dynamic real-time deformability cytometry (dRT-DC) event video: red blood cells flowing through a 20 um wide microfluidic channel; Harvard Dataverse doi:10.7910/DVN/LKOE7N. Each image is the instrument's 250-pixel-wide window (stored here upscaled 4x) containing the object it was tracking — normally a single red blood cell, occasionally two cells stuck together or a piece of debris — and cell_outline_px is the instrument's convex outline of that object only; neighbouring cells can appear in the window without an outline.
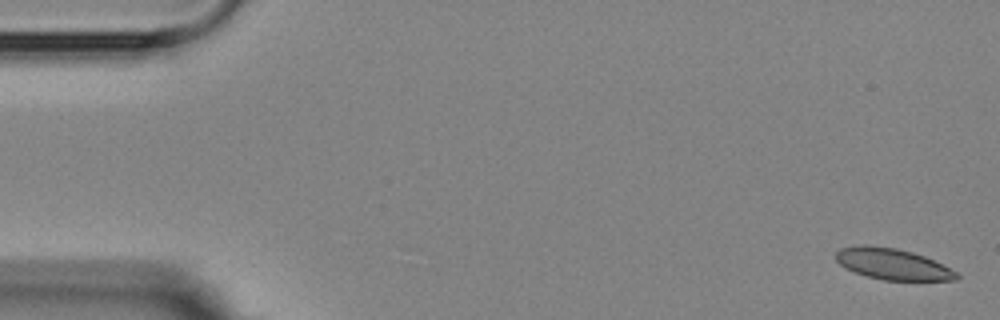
{"species": "Egyptian fruit bat (a non-hibernating species)", "species_latin": "Rousettus aegyptiacus", "temperature_condition": "room temperature", "stored_images_in_passage": 8, "camera_frame_rate_fps": 3000, "um_per_image_px": 0.085, "animal": {"sex": "female"}, "frame": {"image": 1, "passage_image": 1, "time_ms": 0.0, "image_size_px": [1000, 320], "cell_outline_px": [[960, 276], [956, 280], [884, 280], [852, 272], [844, 268], [836, 260], [836, 252], [840, 248], [860, 244], [864, 244], [896, 248], [912, 252], [924, 256], [956, 272]], "centroid_in_image_um": [75.8, 22.43], "position_along_channel_um": 9.2, "area_um2": 21.79}}
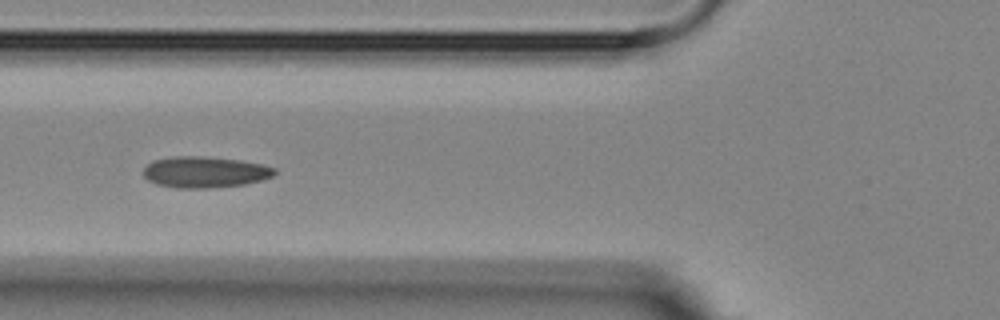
{"frame": {"image": 2, "passage_image": 6, "time_ms": 6.333, "image_size_px": [1000, 320], "cell_outline_px": [[276, 172], [272, 176], [260, 180], [244, 184], [208, 188], [176, 188], [156, 184], [148, 180], [144, 176], [144, 168], [152, 160], [172, 156], [200, 156], [240, 160], [260, 164], [276, 168]], "centroid_in_image_um": [17.38, 14.62], "position_along_channel_um": 108.4, "area_um2": 23.76}}
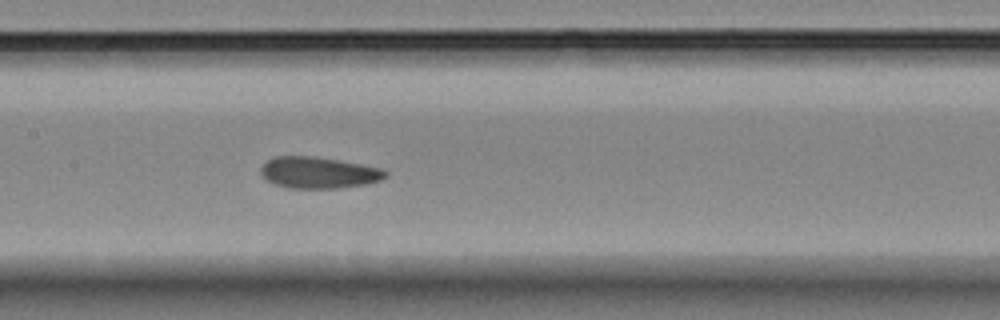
{"frame": {"image": 3, "passage_image": 8, "time_ms": 8.333, "image_size_px": [1000, 320], "cell_outline_px": [[388, 176], [380, 180], [364, 184], [336, 188], [288, 188], [276, 184], [268, 180], [260, 172], [260, 168], [268, 160], [276, 156], [312, 156], [360, 164], [380, 168], [388, 172]], "centroid_in_image_um": [27.07, 14.67], "position_along_channel_um": 180.3, "area_um2": 22.48}}